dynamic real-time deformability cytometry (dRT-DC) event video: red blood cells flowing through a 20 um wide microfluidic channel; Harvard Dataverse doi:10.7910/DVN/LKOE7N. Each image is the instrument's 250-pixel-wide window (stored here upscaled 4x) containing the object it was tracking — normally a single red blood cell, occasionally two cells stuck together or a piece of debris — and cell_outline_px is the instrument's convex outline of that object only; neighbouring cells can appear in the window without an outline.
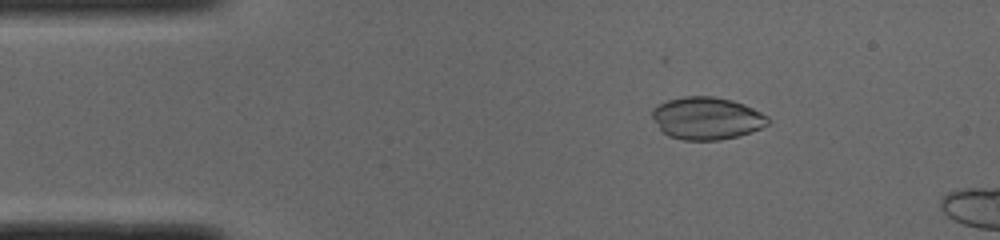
{"species": "common noctule bat (a hibernating species)", "species_latin": "Nyctalus noctula", "temperature_condition": "cold", "stored_images_in_passage": 14, "camera_frame_rate_fps": 3000, "um_per_image_px": 0.085, "animal": {"sex": "male", "body_mass_g": 19.0, "forearm_length_mm": 50.8}, "frame": {"image": 1, "passage_image": 7, "time_ms": 2.0, "image_size_px": [1000, 240], "cell_outline_px": [[768, 124], [752, 132], [720, 140], [684, 140], [668, 136], [660, 128], [652, 116], [652, 108], [668, 100], [684, 96], [712, 96], [732, 100], [744, 104], [768, 116]], "centroid_in_image_um": [60.07, 10.05], "position_along_channel_um": 24.9, "area_um2": 28.44}}